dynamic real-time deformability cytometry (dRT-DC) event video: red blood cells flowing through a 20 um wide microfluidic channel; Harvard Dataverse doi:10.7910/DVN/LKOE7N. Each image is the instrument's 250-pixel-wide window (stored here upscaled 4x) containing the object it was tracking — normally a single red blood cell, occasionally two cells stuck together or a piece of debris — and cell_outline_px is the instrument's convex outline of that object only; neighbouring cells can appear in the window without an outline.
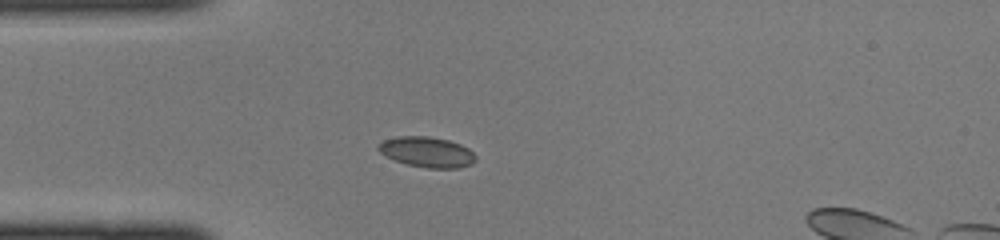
{"species": "common noctule bat (a hibernating species)", "species_latin": "Nyctalus noctula", "temperature_condition": "cold", "stored_images_in_passage": 33, "camera_frame_rate_fps": 3000, "um_per_image_px": 0.085, "animal": {"sex": "female", "body_mass_g": 22.0, "forearm_length_mm": 56.7}, "frame": {"image": 1, "passage_image": 2, "time_ms": 0.333, "image_size_px": [1000, 240], "cell_outline_px": [[476, 160], [472, 164], [460, 168], [428, 168], [408, 164], [396, 160], [380, 152], [376, 148], [384, 140], [396, 136], [428, 136], [448, 140], [460, 144], [468, 148], [476, 156]], "centroid_in_image_um": [36.33, 12.92], "position_along_channel_um": 48.7, "area_um2": 17.11}}
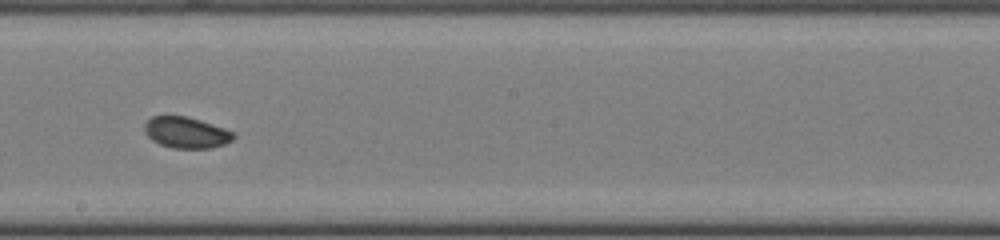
{"frame": {"image": 2, "passage_image": 15, "time_ms": 4.667, "image_size_px": [1000, 240], "cell_outline_px": [[236, 136], [232, 140], [224, 144], [208, 148], [172, 148], [160, 144], [152, 140], [144, 132], [144, 124], [152, 116], [188, 116], [224, 128], [232, 132]], "centroid_in_image_um": [15.81, 11.26], "position_along_channel_um": 232.4, "area_um2": 16.07}}
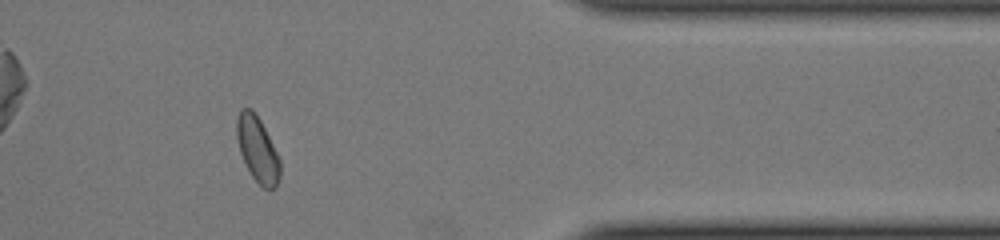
{"frame": {"image": 3, "passage_image": 27, "time_ms": 8.667, "image_size_px": [1000, 240], "cell_outline_px": [[280, 176], [276, 188], [264, 188], [252, 176], [240, 152], [236, 136], [236, 120], [240, 108], [252, 108], [256, 112], [280, 160]], "centroid_in_image_um": [21.87, 12.65], "position_along_channel_um": 389.5, "area_um2": 16.3}}